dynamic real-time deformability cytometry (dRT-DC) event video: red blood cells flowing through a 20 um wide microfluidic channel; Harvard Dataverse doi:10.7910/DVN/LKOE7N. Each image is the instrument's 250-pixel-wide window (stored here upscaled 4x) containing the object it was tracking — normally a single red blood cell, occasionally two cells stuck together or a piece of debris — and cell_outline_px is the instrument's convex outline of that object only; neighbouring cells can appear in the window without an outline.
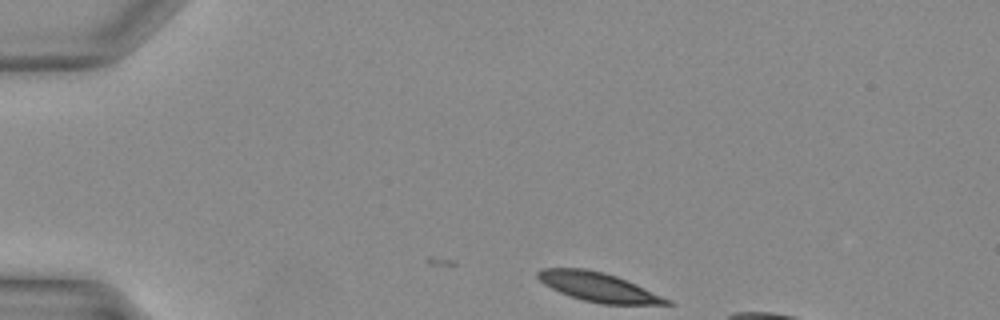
{"species": "Egyptian fruit bat (a non-hibernating species)", "species_latin": "Rousettus aegyptiacus", "temperature_condition": "warm", "stored_images_in_passage": 6, "camera_frame_rate_fps": 3000, "um_per_image_px": 0.085, "animal": {"sex": "female"}, "frame": {"image": 1, "passage_image": 1, "time_ms": 0.0, "image_size_px": [1000, 320], "cell_outline_px": [[676, 304], [600, 304], [584, 300], [560, 292], [544, 284], [536, 276], [536, 272], [540, 268], [584, 268], [616, 276], [636, 284], [672, 300]], "centroid_in_image_um": [50.86, 24.4], "position_along_channel_um": 34.1, "area_um2": 21.62}}